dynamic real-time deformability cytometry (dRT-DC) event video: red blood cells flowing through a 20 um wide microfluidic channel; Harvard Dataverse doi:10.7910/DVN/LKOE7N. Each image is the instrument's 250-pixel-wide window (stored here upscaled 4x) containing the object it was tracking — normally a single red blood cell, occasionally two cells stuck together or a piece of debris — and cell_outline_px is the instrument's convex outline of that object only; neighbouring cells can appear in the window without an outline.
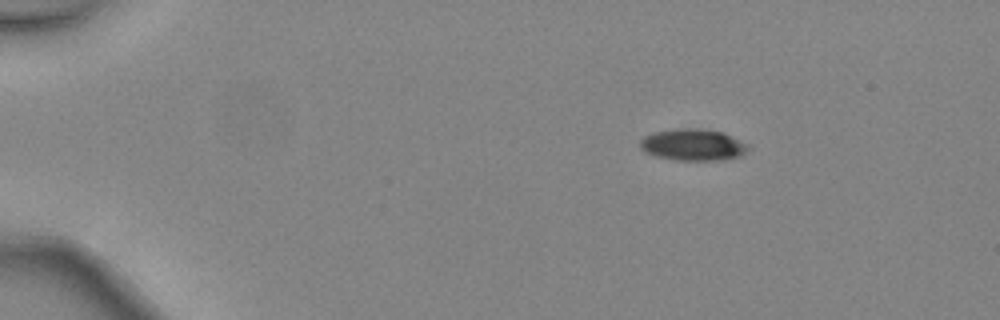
{"species": "common noctule bat (a hibernating species)", "species_latin": "Nyctalus noctula", "temperature_condition": "warm", "stored_images_in_passage": 5, "camera_frame_rate_fps": 3000, "um_per_image_px": 0.085, "animal": {"sex": "female", "body_mass_g": 24.6, "forearm_length_mm": 56.2}, "frame": {"image": 1, "passage_image": 2, "time_ms": 0.333, "image_size_px": [1000, 320], "cell_outline_px": [[748, 148], [740, 156], [724, 160], [676, 160], [656, 156], [644, 152], [640, 148], [640, 140], [644, 136], [652, 132], [676, 128], [700, 128], [724, 132], [748, 144]], "centroid_in_image_um": [58.88, 12.29], "position_along_channel_um": 26.1, "area_um2": 20.11}}
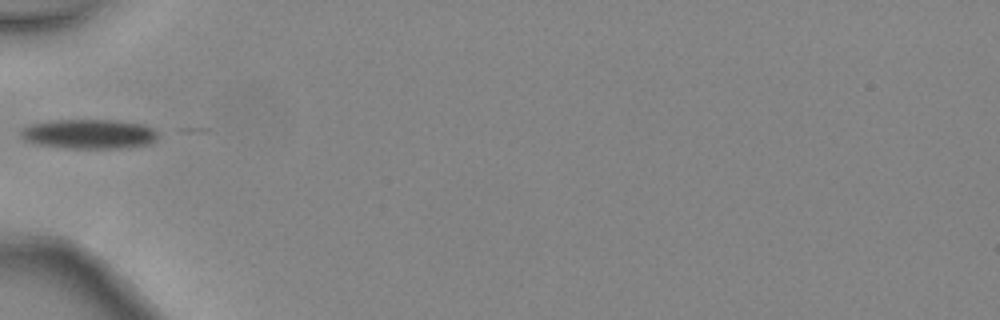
{"frame": {"image": 2, "passage_image": 5, "time_ms": 1.333, "image_size_px": [1000, 320], "cell_outline_px": [[156, 140], [148, 144], [120, 148], [64, 148], [40, 144], [24, 140], [20, 136], [20, 128], [28, 124], [52, 120], [116, 120], [144, 124], [152, 128], [156, 132]], "centroid_in_image_um": [7.52, 11.38], "position_along_channel_um": 77.5, "area_um2": 23.7}}